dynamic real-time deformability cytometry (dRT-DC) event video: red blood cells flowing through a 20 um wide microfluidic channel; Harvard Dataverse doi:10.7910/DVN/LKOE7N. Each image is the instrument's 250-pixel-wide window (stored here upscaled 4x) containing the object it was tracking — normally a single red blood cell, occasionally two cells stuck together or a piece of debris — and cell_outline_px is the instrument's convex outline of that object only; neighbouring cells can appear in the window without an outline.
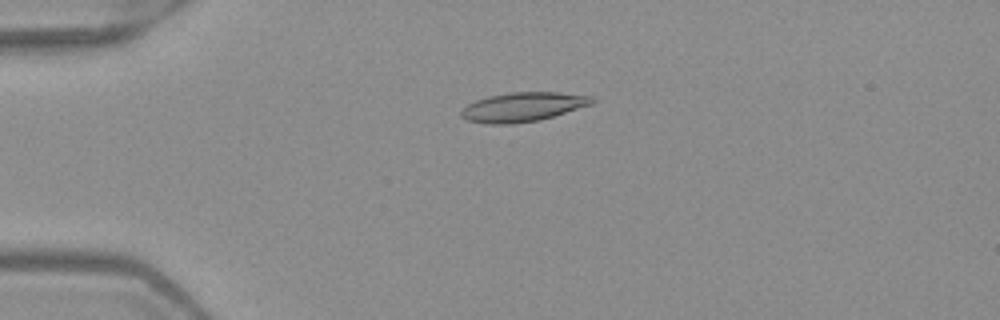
{"species": "Egyptian fruit bat (a non-hibernating species)", "species_latin": "Rousettus aegyptiacus", "temperature_condition": "warm", "stored_images_in_passage": 5, "camera_frame_rate_fps": 3000, "um_per_image_px": 0.085, "frame": {"image": 1, "passage_image": 3, "time_ms": 0.667, "image_size_px": [1000, 320], "cell_outline_px": [[596, 100], [592, 104], [540, 120], [512, 124], [488, 124], [468, 120], [460, 116], [460, 112], [468, 104], [476, 100], [488, 96], [508, 92], [560, 92], [592, 96]], "centroid_in_image_um": [44.45, 9.08], "position_along_channel_um": 40.6, "area_um2": 22.31}}
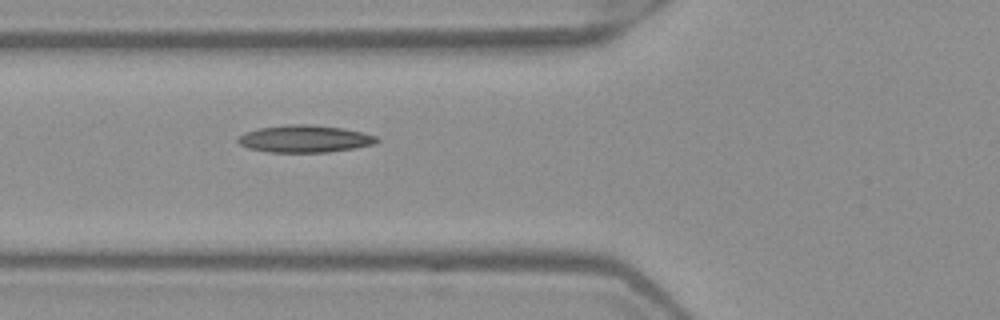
{"frame": {"image": 2, "passage_image": 5, "time_ms": 1.333, "image_size_px": [1000, 320], "cell_outline_px": [[380, 140], [376, 144], [356, 148], [328, 152], [268, 152], [248, 148], [240, 144], [236, 140], [244, 132], [260, 128], [288, 124], [304, 124], [344, 128], [376, 136]], "centroid_in_image_um": [25.91, 11.8], "position_along_channel_um": 99.9, "area_um2": 22.02}}